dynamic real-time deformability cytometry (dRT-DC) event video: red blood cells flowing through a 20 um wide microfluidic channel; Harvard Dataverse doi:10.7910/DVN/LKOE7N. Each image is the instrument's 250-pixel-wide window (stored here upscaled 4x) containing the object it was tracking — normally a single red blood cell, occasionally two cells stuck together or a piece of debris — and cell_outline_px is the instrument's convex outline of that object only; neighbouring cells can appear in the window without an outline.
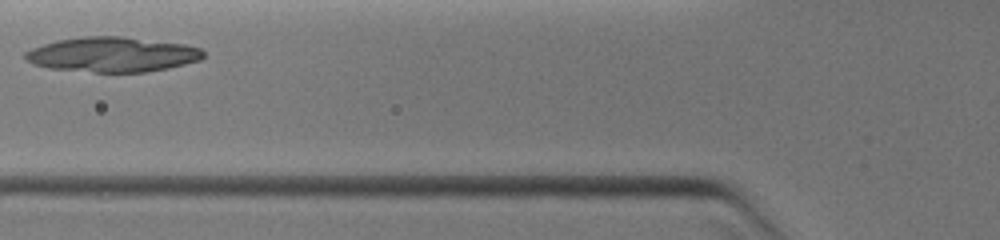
{"species": "common noctule bat (a hibernating species)", "species_latin": "Nyctalus noctula", "temperature_condition": "warm", "stored_images_in_passage": 2, "camera_frame_rate_fps": 3000, "um_per_image_px": 0.085, "animal": {"sex": "female", "body_mass_g": 19.0, "forearm_length_mm": 51.5}, "frame": {"image": 1, "passage_image": 2, "time_ms": 1.0, "image_size_px": [1000, 240], "cell_outline_px": [[204, 56], [200, 60], [168, 68], [148, 72], [92, 72], [48, 68], [32, 64], [24, 56], [24, 52], [32, 48], [56, 40], [84, 36], [124, 36], [184, 44], [200, 48], [204, 52]], "centroid_in_image_um": [9.54, 4.63], "position_along_channel_um": 116.3, "area_um2": 36.36}}